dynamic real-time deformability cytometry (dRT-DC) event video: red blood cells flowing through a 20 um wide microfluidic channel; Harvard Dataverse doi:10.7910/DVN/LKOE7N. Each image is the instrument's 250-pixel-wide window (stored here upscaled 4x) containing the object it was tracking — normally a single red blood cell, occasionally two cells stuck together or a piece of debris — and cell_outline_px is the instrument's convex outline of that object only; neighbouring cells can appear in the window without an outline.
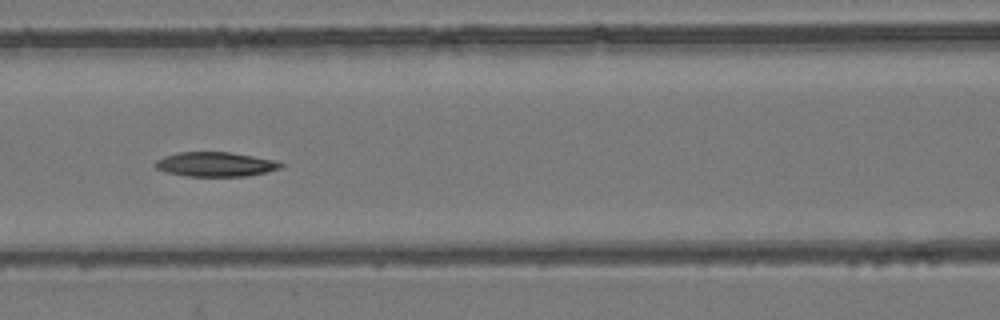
{"species": "common noctule bat (a hibernating species)", "species_latin": "Nyctalus noctula", "temperature_condition": "room temperature", "stored_images_in_passage": 7, "camera_frame_rate_fps": 3000, "um_per_image_px": 0.085, "animal": {"sex": "female", "body_mass_g": 24.6, "forearm_length_mm": 56.2}, "frame": {"image": 1, "passage_image": 4, "time_ms": 1.0, "image_size_px": [1000, 320], "cell_outline_px": [[284, 164], [280, 168], [268, 172], [248, 176], [188, 176], [168, 172], [156, 168], [152, 164], [156, 160], [164, 156], [176, 152], [228, 152], [276, 160]], "centroid_in_image_um": [18.31, 13.96], "position_along_channel_um": 148.3, "area_um2": 17.92}}
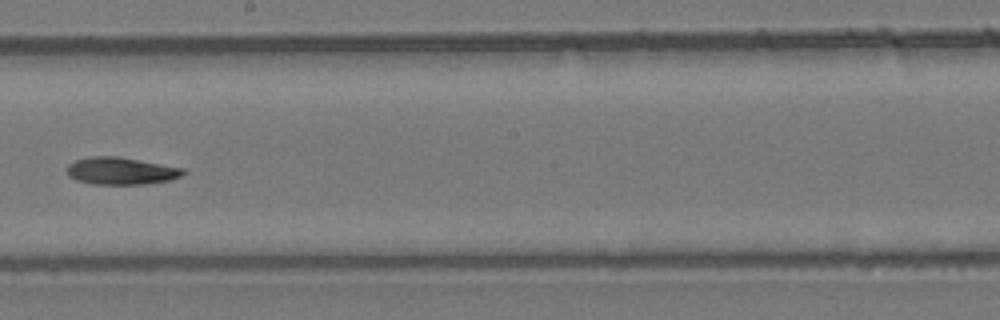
{"frame": {"image": 2, "passage_image": 6, "time_ms": 1.667, "image_size_px": [1000, 320], "cell_outline_px": [[184, 172], [180, 176], [168, 180], [144, 184], [92, 184], [76, 180], [68, 176], [68, 164], [76, 160], [92, 156], [116, 156], [184, 168]], "centroid_in_image_um": [10.25, 14.53], "position_along_channel_um": 238.0, "area_um2": 18.21}}
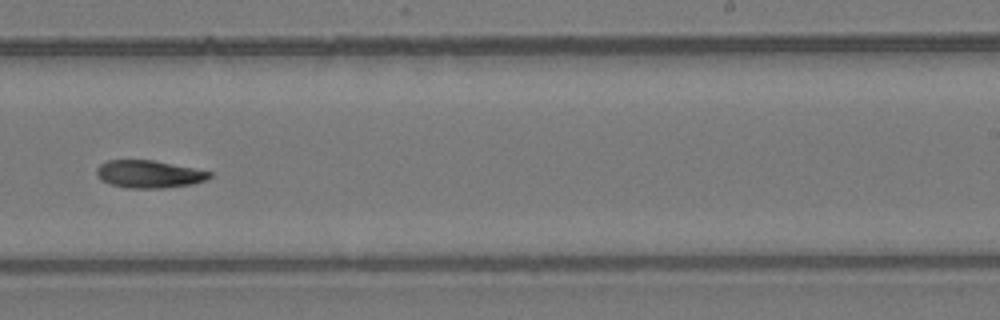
{"frame": {"image": 3, "passage_image": 7, "time_ms": 2.0, "image_size_px": [1000, 320], "cell_outline_px": [[212, 176], [204, 180], [192, 184], [164, 188], [128, 188], [112, 184], [100, 180], [96, 172], [96, 168], [100, 164], [108, 160], [152, 160], [212, 172]], "centroid_in_image_um": [12.64, 14.8], "position_along_channel_um": 276.4, "area_um2": 17.98}}